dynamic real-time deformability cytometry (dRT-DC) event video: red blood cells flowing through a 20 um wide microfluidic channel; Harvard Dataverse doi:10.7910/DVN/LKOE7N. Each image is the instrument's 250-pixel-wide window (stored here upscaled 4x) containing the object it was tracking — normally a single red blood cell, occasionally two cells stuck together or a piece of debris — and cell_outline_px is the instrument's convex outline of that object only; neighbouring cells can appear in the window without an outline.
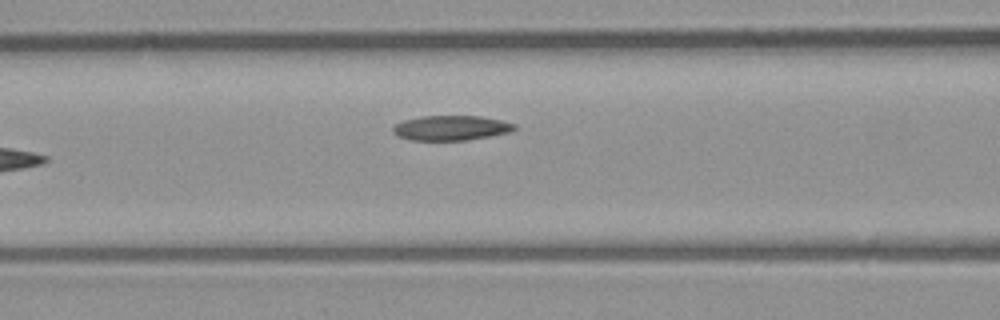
{"species": "common noctule bat (a hibernating species)", "species_latin": "Nyctalus noctula", "temperature_condition": "room temperature", "stored_images_in_passage": 7, "camera_frame_rate_fps": 3000, "um_per_image_px": 0.085, "animal": {"sex": "male", "body_mass_g": 23.1, "forearm_length_mm": 52.7}, "frame": {"image": 1, "passage_image": 7, "time_ms": 7.0, "image_size_px": [1000, 320], "cell_outline_px": [[516, 128], [512, 132], [464, 140], [412, 140], [400, 136], [392, 132], [392, 128], [396, 124], [404, 120], [420, 116], [480, 116], [500, 120], [516, 124]], "centroid_in_image_um": [38.35, 10.86], "position_along_channel_um": 128.3, "area_um2": 17.46}}